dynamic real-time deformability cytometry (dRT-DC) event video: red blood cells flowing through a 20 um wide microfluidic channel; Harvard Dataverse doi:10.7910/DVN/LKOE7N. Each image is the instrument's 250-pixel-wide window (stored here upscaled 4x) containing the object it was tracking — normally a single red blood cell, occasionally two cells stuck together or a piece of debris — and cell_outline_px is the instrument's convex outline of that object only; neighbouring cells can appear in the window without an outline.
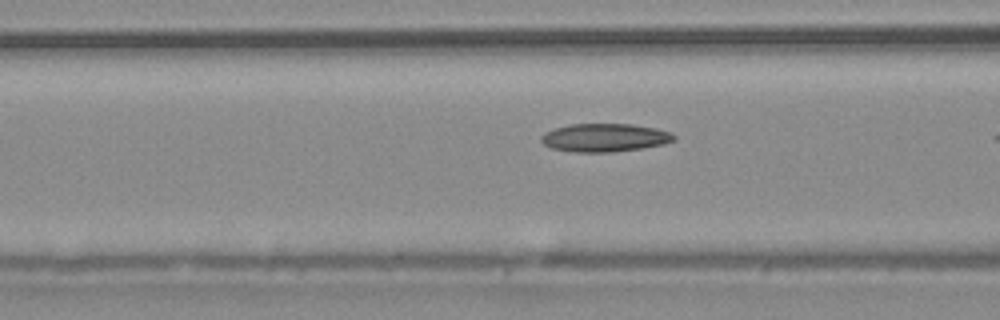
{"species": "common noctule bat (a hibernating species)", "species_latin": "Nyctalus noctula", "temperature_condition": "warm", "stored_images_in_passage": 8, "camera_frame_rate_fps": 3000, "um_per_image_px": 0.085, "animal": {"sex": "male", "body_mass_g": 20.4}, "frame": {"image": 1, "passage_image": 7, "time_ms": 2.0, "image_size_px": [1000, 320], "cell_outline_px": [[676, 140], [664, 144], [644, 148], [612, 152], [572, 152], [552, 148], [544, 144], [540, 140], [540, 136], [544, 132], [556, 128], [572, 124], [632, 124], [656, 128], [672, 132], [676, 136]], "centroid_in_image_um": [51.43, 11.7], "position_along_channel_um": 115.2, "area_um2": 22.02}}